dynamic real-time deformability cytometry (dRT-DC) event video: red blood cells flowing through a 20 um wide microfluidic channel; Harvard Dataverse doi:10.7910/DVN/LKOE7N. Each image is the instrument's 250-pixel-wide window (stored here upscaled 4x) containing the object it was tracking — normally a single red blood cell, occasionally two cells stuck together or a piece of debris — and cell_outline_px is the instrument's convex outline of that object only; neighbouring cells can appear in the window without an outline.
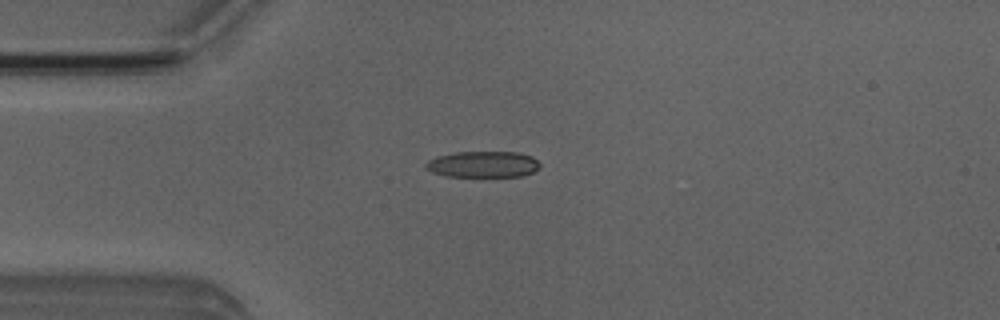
{"species": "Egyptian fruit bat (a non-hibernating species)", "species_latin": "Rousettus aegyptiacus", "temperature_condition": "room temperature", "stored_images_in_passage": 51, "camera_frame_rate_fps": 3000, "um_per_image_px": 0.085, "animal": {"sex": "male"}, "frame": {"image": 1, "passage_image": 12, "time_ms": 3.667, "image_size_px": [1000, 320], "cell_outline_px": [[540, 168], [532, 172], [520, 176], [448, 176], [432, 172], [424, 168], [424, 164], [428, 160], [436, 156], [456, 152], [516, 152], [532, 156], [540, 164]], "centroid_in_image_um": [41.03, 13.96], "position_along_channel_um": 44.0, "area_um2": 17.4}}
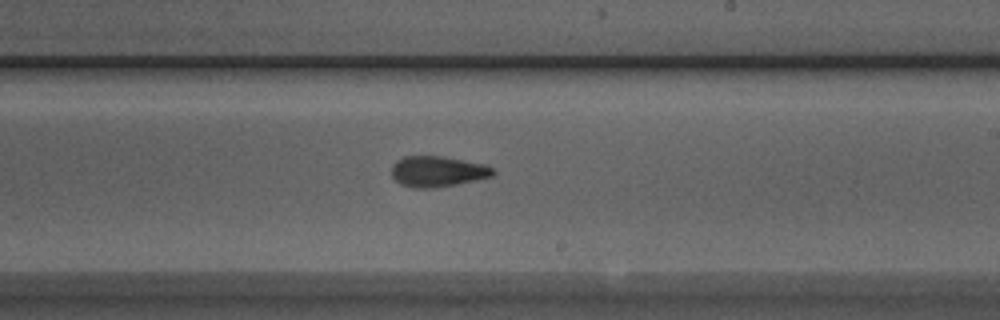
{"frame": {"image": 2, "passage_image": 29, "time_ms": 9.333, "image_size_px": [1000, 320], "cell_outline_px": [[496, 172], [492, 176], [476, 180], [432, 188], [412, 188], [400, 184], [392, 176], [392, 164], [396, 160], [404, 156], [440, 156], [484, 164], [492, 168]], "centroid_in_image_um": [37.16, 14.57], "position_along_channel_um": 251.8, "area_um2": 18.03}}
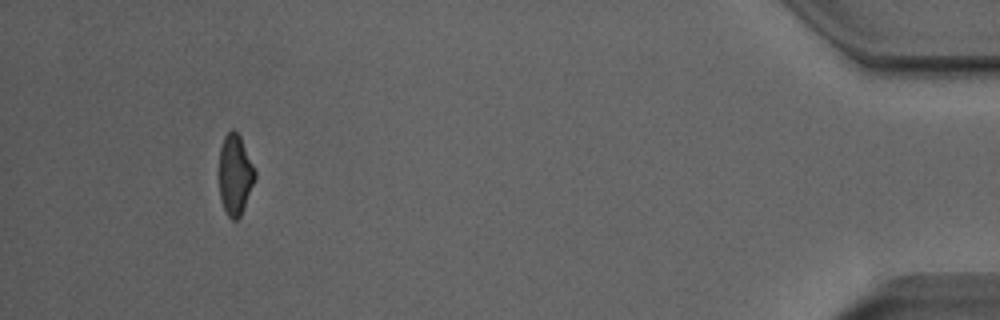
{"frame": {"image": 3, "passage_image": 47, "time_ms": 15.333, "image_size_px": [1000, 320], "cell_outline_px": [[256, 176], [244, 208], [240, 216], [236, 220], [232, 220], [228, 216], [224, 208], [220, 196], [220, 148], [224, 136], [232, 128], [240, 136], [256, 172]], "centroid_in_image_um": [19.99, 14.85], "position_along_channel_um": 415.2, "area_um2": 16.53}, "authors_computed_cell_mechanics": {"area_um2": 17.6868, "velocity_mm_per_s": 3.9641, "shape_relaxation_time_tau1_ms": 8.1449, "shape_relaxation_time_tau2_ms": 2.2126, "deformation_change_tau1": 0.2202, "deformation_change_tau2": 0.1051}}